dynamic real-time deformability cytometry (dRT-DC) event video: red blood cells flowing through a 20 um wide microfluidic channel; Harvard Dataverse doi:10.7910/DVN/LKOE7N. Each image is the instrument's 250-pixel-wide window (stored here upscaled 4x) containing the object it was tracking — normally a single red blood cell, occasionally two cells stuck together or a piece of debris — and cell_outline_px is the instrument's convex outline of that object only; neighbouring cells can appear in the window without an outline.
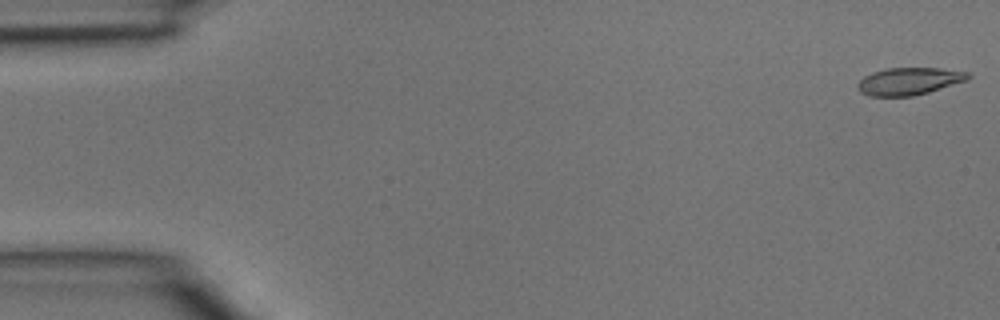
{"species": "common noctule bat (a hibernating species)", "species_latin": "Nyctalus noctula", "temperature_condition": "room temperature", "stored_images_in_passage": 40, "camera_frame_rate_fps": 3000, "um_per_image_px": 0.085, "animal": {"sex": "male", "body_mass_g": 15.6}, "frame": {"image": 1, "passage_image": 1, "time_ms": 0.0, "image_size_px": [1000, 320], "cell_outline_px": [[972, 76], [968, 80], [928, 92], [912, 96], [872, 96], [860, 92], [856, 88], [856, 84], [864, 76], [872, 72], [884, 68], [940, 68], [968, 72]], "centroid_in_image_um": [77.26, 6.9], "position_along_channel_um": 7.7, "area_um2": 17.69}}
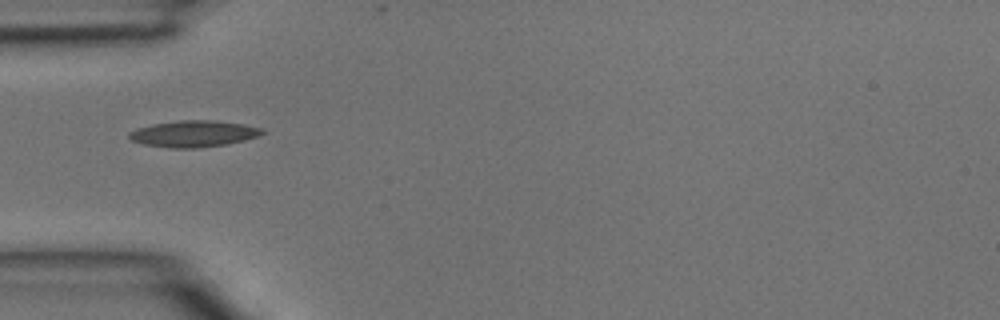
{"frame": {"image": 2, "passage_image": 14, "time_ms": 4.333, "image_size_px": [1000, 320], "cell_outline_px": [[268, 132], [260, 136], [244, 140], [224, 144], [196, 148], [172, 148], [144, 144], [132, 140], [128, 136], [128, 132], [136, 128], [152, 124], [180, 120], [212, 120], [244, 124], [264, 128]], "centroid_in_image_um": [16.5, 11.36], "position_along_channel_um": 68.5, "area_um2": 20.58}}
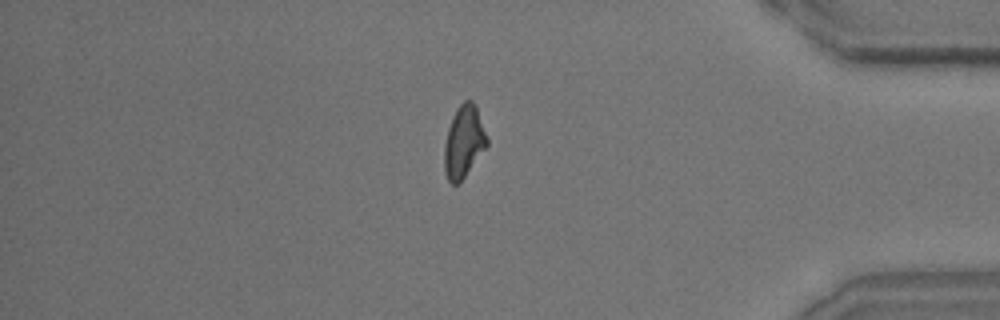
{"frame": {"image": 3, "passage_image": 38, "time_ms": 12.333, "image_size_px": [1000, 320], "cell_outline_px": [[488, 144], [464, 176], [456, 184], [452, 184], [448, 180], [444, 172], [444, 144], [448, 128], [452, 116], [456, 108], [464, 100], [472, 100], [476, 104], [488, 140]], "centroid_in_image_um": [39.41, 12.0], "position_along_channel_um": 395.8, "area_um2": 17.8}}